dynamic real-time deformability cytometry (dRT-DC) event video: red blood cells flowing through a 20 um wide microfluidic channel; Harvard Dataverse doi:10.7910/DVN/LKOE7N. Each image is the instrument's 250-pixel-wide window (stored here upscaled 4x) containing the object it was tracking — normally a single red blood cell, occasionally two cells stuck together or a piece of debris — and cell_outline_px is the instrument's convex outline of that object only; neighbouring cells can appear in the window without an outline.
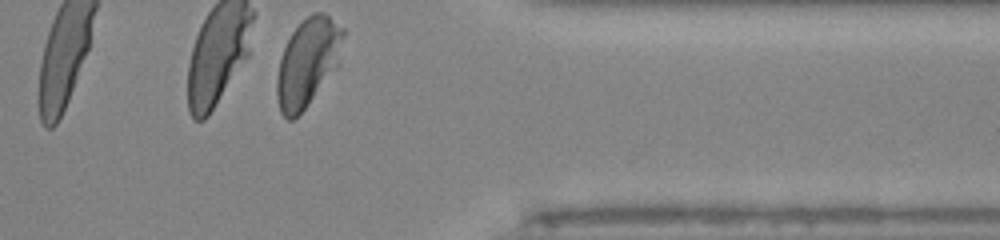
{"species": "human", "species_latin": "Homo sapiens", "temperature_condition": "room temperature", "stored_images_in_passage": 28, "camera_frame_rate_fps": 3000, "um_per_image_px": 0.085, "donor": {"sex": "male"}, "frame": {"image": 1, "passage_image": 28, "time_ms": 9.0, "image_size_px": [1000, 240], "cell_outline_px": [[344, 36], [340, 64], [304, 108], [292, 120], [288, 120], [280, 112], [276, 96], [276, 76], [280, 60], [284, 48], [292, 32], [312, 12], [324, 12], [344, 28]], "centroid_in_image_um": [26.17, 5.28], "position_along_channel_um": 385.2, "area_um2": 33.93}, "authors_computed_cell_mechanics": {"area_um2": 34.1309, "velocity_mm_per_s": 3.9549, "shape_relaxation_time_tau1_ms": 1.1404, "shape_relaxation_time_tau2_ms": 1.0311, "deformation_change_tau1": 0.3126, "deformation_change_tau2": 0.0472}}